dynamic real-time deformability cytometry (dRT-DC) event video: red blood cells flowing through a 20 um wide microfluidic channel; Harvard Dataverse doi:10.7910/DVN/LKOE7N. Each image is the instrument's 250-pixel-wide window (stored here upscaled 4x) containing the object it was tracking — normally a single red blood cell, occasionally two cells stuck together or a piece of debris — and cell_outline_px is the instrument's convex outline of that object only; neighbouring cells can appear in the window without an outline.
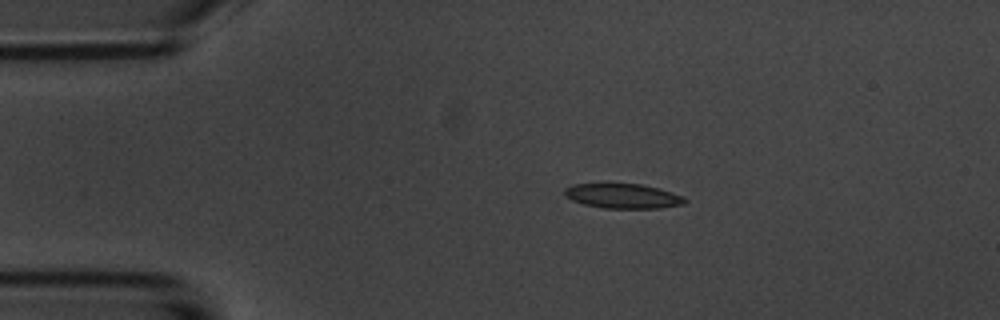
{"species": "common noctule bat (a hibernating species)", "species_latin": "Nyctalus noctula", "temperature_condition": "room temperature", "stored_images_in_passage": 10, "camera_frame_rate_fps": 3000, "um_per_image_px": 0.085, "animal": {"sex": "male", "body_mass_g": 20.1, "forearm_length_mm": 53.5}, "frame": {"image": 1, "passage_image": 4, "time_ms": 3.333, "image_size_px": [1000, 320], "cell_outline_px": [[688, 200], [684, 204], [660, 208], [604, 208], [584, 204], [572, 200], [564, 196], [564, 188], [572, 184], [640, 184], [656, 188], [684, 196]], "centroid_in_image_um": [52.93, 16.67], "position_along_channel_um": 32.1, "area_um2": 17.22}}
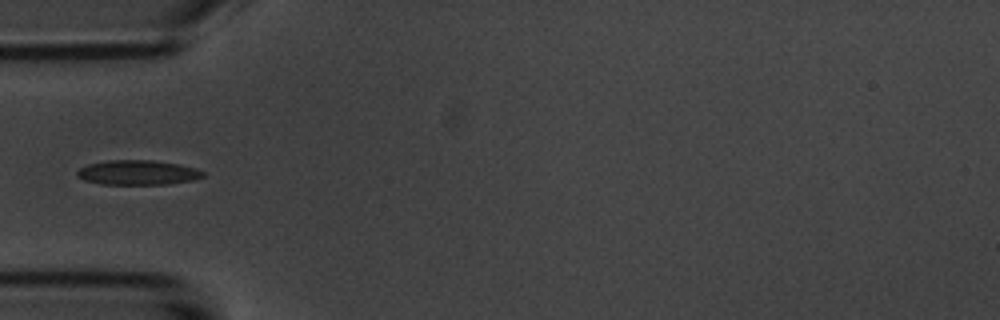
{"frame": {"image": 2, "passage_image": 6, "time_ms": 5.667, "image_size_px": [1000, 320], "cell_outline_px": [[204, 176], [196, 180], [168, 184], [100, 184], [84, 180], [76, 176], [76, 172], [80, 168], [88, 164], [108, 160], [152, 160], [180, 164], [196, 168], [204, 172]], "centroid_in_image_um": [11.72, 14.67], "position_along_channel_um": 73.3, "area_um2": 18.26}}
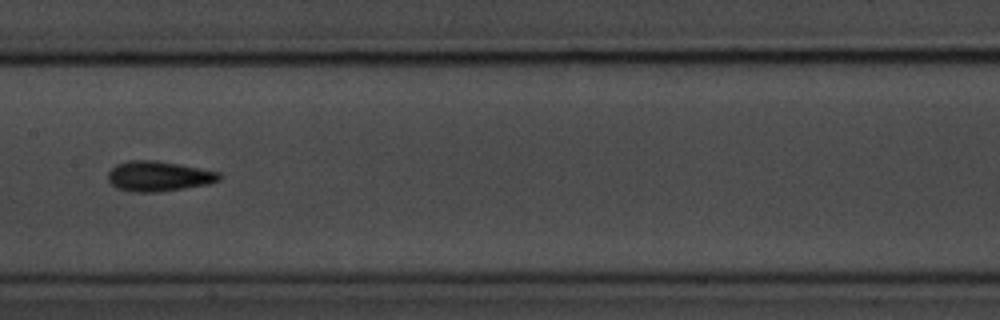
{"frame": {"image": 3, "passage_image": 9, "time_ms": 9.0, "image_size_px": [1000, 320], "cell_outline_px": [[224, 176], [220, 180], [208, 184], [184, 188], [156, 192], [132, 192], [116, 188], [108, 180], [108, 172], [116, 164], [128, 160], [156, 160], [220, 172]], "centroid_in_image_um": [13.48, 14.98], "position_along_channel_um": 193.9, "area_um2": 19.59}}